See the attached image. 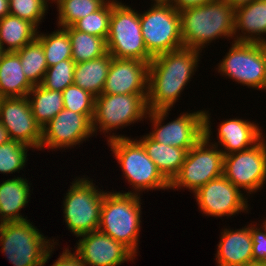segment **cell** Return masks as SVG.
Returning <instances> with one entry per match:
<instances>
[{"instance_id": "cell-1", "label": "cell", "mask_w": 266, "mask_h": 266, "mask_svg": "<svg viewBox=\"0 0 266 266\" xmlns=\"http://www.w3.org/2000/svg\"><path fill=\"white\" fill-rule=\"evenodd\" d=\"M200 53L183 47L153 57L148 67V110L173 107L196 72Z\"/></svg>"}, {"instance_id": "cell-2", "label": "cell", "mask_w": 266, "mask_h": 266, "mask_svg": "<svg viewBox=\"0 0 266 266\" xmlns=\"http://www.w3.org/2000/svg\"><path fill=\"white\" fill-rule=\"evenodd\" d=\"M185 48H202L215 39L234 37L235 8L223 0L179 11Z\"/></svg>"}, {"instance_id": "cell-3", "label": "cell", "mask_w": 266, "mask_h": 266, "mask_svg": "<svg viewBox=\"0 0 266 266\" xmlns=\"http://www.w3.org/2000/svg\"><path fill=\"white\" fill-rule=\"evenodd\" d=\"M108 145L112 154L122 169L123 175L130 183L135 192L128 191L124 193L140 194L144 190H167L170 188V182L161 174L155 163L149 158L145 148L137 139H130L122 135L108 137Z\"/></svg>"}, {"instance_id": "cell-4", "label": "cell", "mask_w": 266, "mask_h": 266, "mask_svg": "<svg viewBox=\"0 0 266 266\" xmlns=\"http://www.w3.org/2000/svg\"><path fill=\"white\" fill-rule=\"evenodd\" d=\"M140 195L106 192L98 230L122 243L137 256L141 224Z\"/></svg>"}, {"instance_id": "cell-5", "label": "cell", "mask_w": 266, "mask_h": 266, "mask_svg": "<svg viewBox=\"0 0 266 266\" xmlns=\"http://www.w3.org/2000/svg\"><path fill=\"white\" fill-rule=\"evenodd\" d=\"M32 224L30 220L0 223L1 251L14 266H45L57 244Z\"/></svg>"}, {"instance_id": "cell-6", "label": "cell", "mask_w": 266, "mask_h": 266, "mask_svg": "<svg viewBox=\"0 0 266 266\" xmlns=\"http://www.w3.org/2000/svg\"><path fill=\"white\" fill-rule=\"evenodd\" d=\"M204 113V137L188 150L179 173L170 182L169 189L187 188L193 193L207 182L223 175L224 155L210 141L211 121L208 111ZM210 143V144H209Z\"/></svg>"}, {"instance_id": "cell-7", "label": "cell", "mask_w": 266, "mask_h": 266, "mask_svg": "<svg viewBox=\"0 0 266 266\" xmlns=\"http://www.w3.org/2000/svg\"><path fill=\"white\" fill-rule=\"evenodd\" d=\"M106 43L107 51L112 57L148 63L153 59L144 43L139 13L117 0H113Z\"/></svg>"}, {"instance_id": "cell-8", "label": "cell", "mask_w": 266, "mask_h": 266, "mask_svg": "<svg viewBox=\"0 0 266 266\" xmlns=\"http://www.w3.org/2000/svg\"><path fill=\"white\" fill-rule=\"evenodd\" d=\"M89 178L75 179L63 201L65 223L76 238L98 230L101 207L106 192L96 189Z\"/></svg>"}, {"instance_id": "cell-9", "label": "cell", "mask_w": 266, "mask_h": 266, "mask_svg": "<svg viewBox=\"0 0 266 266\" xmlns=\"http://www.w3.org/2000/svg\"><path fill=\"white\" fill-rule=\"evenodd\" d=\"M141 32L148 53L157 55L184 47L180 13L169 4H153L139 14Z\"/></svg>"}, {"instance_id": "cell-10", "label": "cell", "mask_w": 266, "mask_h": 266, "mask_svg": "<svg viewBox=\"0 0 266 266\" xmlns=\"http://www.w3.org/2000/svg\"><path fill=\"white\" fill-rule=\"evenodd\" d=\"M218 64L221 75L238 84L264 90L266 82V44L233 41Z\"/></svg>"}, {"instance_id": "cell-11", "label": "cell", "mask_w": 266, "mask_h": 266, "mask_svg": "<svg viewBox=\"0 0 266 266\" xmlns=\"http://www.w3.org/2000/svg\"><path fill=\"white\" fill-rule=\"evenodd\" d=\"M148 94H105L95 97L93 133H111L134 122L147 118ZM120 127V128H119ZM112 130V131H111Z\"/></svg>"}, {"instance_id": "cell-12", "label": "cell", "mask_w": 266, "mask_h": 266, "mask_svg": "<svg viewBox=\"0 0 266 266\" xmlns=\"http://www.w3.org/2000/svg\"><path fill=\"white\" fill-rule=\"evenodd\" d=\"M171 109L148 110L153 131L148 135L158 143L190 150L204 137V110L182 113L173 121L164 124Z\"/></svg>"}, {"instance_id": "cell-13", "label": "cell", "mask_w": 266, "mask_h": 266, "mask_svg": "<svg viewBox=\"0 0 266 266\" xmlns=\"http://www.w3.org/2000/svg\"><path fill=\"white\" fill-rule=\"evenodd\" d=\"M223 175L248 194L261 190L266 182L265 138L247 150L224 155Z\"/></svg>"}, {"instance_id": "cell-14", "label": "cell", "mask_w": 266, "mask_h": 266, "mask_svg": "<svg viewBox=\"0 0 266 266\" xmlns=\"http://www.w3.org/2000/svg\"><path fill=\"white\" fill-rule=\"evenodd\" d=\"M94 114H78L63 108L42 128L40 150L45 147L62 149L75 147L86 138L93 136L92 120Z\"/></svg>"}, {"instance_id": "cell-15", "label": "cell", "mask_w": 266, "mask_h": 266, "mask_svg": "<svg viewBox=\"0 0 266 266\" xmlns=\"http://www.w3.org/2000/svg\"><path fill=\"white\" fill-rule=\"evenodd\" d=\"M224 175L212 179L194 192L196 202L207 216L231 217L248 211L247 197Z\"/></svg>"}, {"instance_id": "cell-16", "label": "cell", "mask_w": 266, "mask_h": 266, "mask_svg": "<svg viewBox=\"0 0 266 266\" xmlns=\"http://www.w3.org/2000/svg\"><path fill=\"white\" fill-rule=\"evenodd\" d=\"M0 121L11 140L40 150L42 127L36 122L27 97H4L0 105Z\"/></svg>"}, {"instance_id": "cell-17", "label": "cell", "mask_w": 266, "mask_h": 266, "mask_svg": "<svg viewBox=\"0 0 266 266\" xmlns=\"http://www.w3.org/2000/svg\"><path fill=\"white\" fill-rule=\"evenodd\" d=\"M79 237L75 253L87 266H118L135 259L127 247L99 230Z\"/></svg>"}, {"instance_id": "cell-18", "label": "cell", "mask_w": 266, "mask_h": 266, "mask_svg": "<svg viewBox=\"0 0 266 266\" xmlns=\"http://www.w3.org/2000/svg\"><path fill=\"white\" fill-rule=\"evenodd\" d=\"M149 63L113 57L102 93L148 94Z\"/></svg>"}, {"instance_id": "cell-19", "label": "cell", "mask_w": 266, "mask_h": 266, "mask_svg": "<svg viewBox=\"0 0 266 266\" xmlns=\"http://www.w3.org/2000/svg\"><path fill=\"white\" fill-rule=\"evenodd\" d=\"M256 123L233 118L226 119L220 123L217 133L216 146H223V155H229L239 151L247 150L256 145L262 138V130ZM219 143V144H218ZM218 144V145H217Z\"/></svg>"}, {"instance_id": "cell-20", "label": "cell", "mask_w": 266, "mask_h": 266, "mask_svg": "<svg viewBox=\"0 0 266 266\" xmlns=\"http://www.w3.org/2000/svg\"><path fill=\"white\" fill-rule=\"evenodd\" d=\"M265 34L266 0H254L235 8L234 41L266 44Z\"/></svg>"}, {"instance_id": "cell-21", "label": "cell", "mask_w": 266, "mask_h": 266, "mask_svg": "<svg viewBox=\"0 0 266 266\" xmlns=\"http://www.w3.org/2000/svg\"><path fill=\"white\" fill-rule=\"evenodd\" d=\"M251 224L242 229H224L215 255L218 266H243L253 261Z\"/></svg>"}, {"instance_id": "cell-22", "label": "cell", "mask_w": 266, "mask_h": 266, "mask_svg": "<svg viewBox=\"0 0 266 266\" xmlns=\"http://www.w3.org/2000/svg\"><path fill=\"white\" fill-rule=\"evenodd\" d=\"M30 184L27 179L15 177L0 184V223L27 220L19 211L28 204Z\"/></svg>"}, {"instance_id": "cell-23", "label": "cell", "mask_w": 266, "mask_h": 266, "mask_svg": "<svg viewBox=\"0 0 266 266\" xmlns=\"http://www.w3.org/2000/svg\"><path fill=\"white\" fill-rule=\"evenodd\" d=\"M32 88L18 53L3 52L0 57V94L3 97H27Z\"/></svg>"}, {"instance_id": "cell-24", "label": "cell", "mask_w": 266, "mask_h": 266, "mask_svg": "<svg viewBox=\"0 0 266 266\" xmlns=\"http://www.w3.org/2000/svg\"><path fill=\"white\" fill-rule=\"evenodd\" d=\"M139 141L161 174L171 182L179 173L188 151L186 149L158 143L148 134L143 136V138L141 137Z\"/></svg>"}, {"instance_id": "cell-25", "label": "cell", "mask_w": 266, "mask_h": 266, "mask_svg": "<svg viewBox=\"0 0 266 266\" xmlns=\"http://www.w3.org/2000/svg\"><path fill=\"white\" fill-rule=\"evenodd\" d=\"M112 56L106 55L86 62L77 63L73 84L97 97L102 94Z\"/></svg>"}, {"instance_id": "cell-26", "label": "cell", "mask_w": 266, "mask_h": 266, "mask_svg": "<svg viewBox=\"0 0 266 266\" xmlns=\"http://www.w3.org/2000/svg\"><path fill=\"white\" fill-rule=\"evenodd\" d=\"M37 30L31 22L8 14L0 19V48L3 52H17L37 38Z\"/></svg>"}, {"instance_id": "cell-27", "label": "cell", "mask_w": 266, "mask_h": 266, "mask_svg": "<svg viewBox=\"0 0 266 266\" xmlns=\"http://www.w3.org/2000/svg\"><path fill=\"white\" fill-rule=\"evenodd\" d=\"M27 98L33 116L42 128L64 108L62 92L48 90L41 84L33 86Z\"/></svg>"}, {"instance_id": "cell-28", "label": "cell", "mask_w": 266, "mask_h": 266, "mask_svg": "<svg viewBox=\"0 0 266 266\" xmlns=\"http://www.w3.org/2000/svg\"><path fill=\"white\" fill-rule=\"evenodd\" d=\"M63 29L70 38L72 60L76 64L102 57L108 53L104 38L78 31L73 26Z\"/></svg>"}, {"instance_id": "cell-29", "label": "cell", "mask_w": 266, "mask_h": 266, "mask_svg": "<svg viewBox=\"0 0 266 266\" xmlns=\"http://www.w3.org/2000/svg\"><path fill=\"white\" fill-rule=\"evenodd\" d=\"M20 56L23 72L33 85H40L47 71V61L42 44L35 39L17 51Z\"/></svg>"}, {"instance_id": "cell-30", "label": "cell", "mask_w": 266, "mask_h": 266, "mask_svg": "<svg viewBox=\"0 0 266 266\" xmlns=\"http://www.w3.org/2000/svg\"><path fill=\"white\" fill-rule=\"evenodd\" d=\"M58 8V27L73 26L78 20L99 10L108 0H53Z\"/></svg>"}, {"instance_id": "cell-31", "label": "cell", "mask_w": 266, "mask_h": 266, "mask_svg": "<svg viewBox=\"0 0 266 266\" xmlns=\"http://www.w3.org/2000/svg\"><path fill=\"white\" fill-rule=\"evenodd\" d=\"M57 31L50 34L37 33V40L42 44L47 66L51 67L60 61L72 59V48L68 33L58 27Z\"/></svg>"}, {"instance_id": "cell-32", "label": "cell", "mask_w": 266, "mask_h": 266, "mask_svg": "<svg viewBox=\"0 0 266 266\" xmlns=\"http://www.w3.org/2000/svg\"><path fill=\"white\" fill-rule=\"evenodd\" d=\"M112 8L113 0H108L99 10L78 20L73 27L78 31L101 37L106 40L109 34Z\"/></svg>"}, {"instance_id": "cell-33", "label": "cell", "mask_w": 266, "mask_h": 266, "mask_svg": "<svg viewBox=\"0 0 266 266\" xmlns=\"http://www.w3.org/2000/svg\"><path fill=\"white\" fill-rule=\"evenodd\" d=\"M29 148L27 145L14 140L1 144L0 172L10 174L23 170L27 163V152Z\"/></svg>"}, {"instance_id": "cell-34", "label": "cell", "mask_w": 266, "mask_h": 266, "mask_svg": "<svg viewBox=\"0 0 266 266\" xmlns=\"http://www.w3.org/2000/svg\"><path fill=\"white\" fill-rule=\"evenodd\" d=\"M75 65L72 59H66L48 67L41 85L48 90L62 92L73 84Z\"/></svg>"}, {"instance_id": "cell-35", "label": "cell", "mask_w": 266, "mask_h": 266, "mask_svg": "<svg viewBox=\"0 0 266 266\" xmlns=\"http://www.w3.org/2000/svg\"><path fill=\"white\" fill-rule=\"evenodd\" d=\"M64 108L78 114L95 113V96L72 84L62 91Z\"/></svg>"}, {"instance_id": "cell-36", "label": "cell", "mask_w": 266, "mask_h": 266, "mask_svg": "<svg viewBox=\"0 0 266 266\" xmlns=\"http://www.w3.org/2000/svg\"><path fill=\"white\" fill-rule=\"evenodd\" d=\"M50 0H9V14L25 19L37 28L44 18Z\"/></svg>"}, {"instance_id": "cell-37", "label": "cell", "mask_w": 266, "mask_h": 266, "mask_svg": "<svg viewBox=\"0 0 266 266\" xmlns=\"http://www.w3.org/2000/svg\"><path fill=\"white\" fill-rule=\"evenodd\" d=\"M260 228L251 226L252 258L253 261L266 263V223L263 221Z\"/></svg>"}, {"instance_id": "cell-38", "label": "cell", "mask_w": 266, "mask_h": 266, "mask_svg": "<svg viewBox=\"0 0 266 266\" xmlns=\"http://www.w3.org/2000/svg\"><path fill=\"white\" fill-rule=\"evenodd\" d=\"M52 266H87L81 258L75 253H71V250L65 248L60 257Z\"/></svg>"}, {"instance_id": "cell-39", "label": "cell", "mask_w": 266, "mask_h": 266, "mask_svg": "<svg viewBox=\"0 0 266 266\" xmlns=\"http://www.w3.org/2000/svg\"><path fill=\"white\" fill-rule=\"evenodd\" d=\"M213 1L215 0H172L171 5L176 10L182 11L187 8L205 5Z\"/></svg>"}, {"instance_id": "cell-40", "label": "cell", "mask_w": 266, "mask_h": 266, "mask_svg": "<svg viewBox=\"0 0 266 266\" xmlns=\"http://www.w3.org/2000/svg\"><path fill=\"white\" fill-rule=\"evenodd\" d=\"M10 136L6 128L1 124L0 121V145L9 142Z\"/></svg>"}, {"instance_id": "cell-41", "label": "cell", "mask_w": 266, "mask_h": 266, "mask_svg": "<svg viewBox=\"0 0 266 266\" xmlns=\"http://www.w3.org/2000/svg\"><path fill=\"white\" fill-rule=\"evenodd\" d=\"M9 14V0H0V19Z\"/></svg>"}, {"instance_id": "cell-42", "label": "cell", "mask_w": 266, "mask_h": 266, "mask_svg": "<svg viewBox=\"0 0 266 266\" xmlns=\"http://www.w3.org/2000/svg\"><path fill=\"white\" fill-rule=\"evenodd\" d=\"M227 3H230L234 8L239 7L241 5H245L251 3L254 0H223Z\"/></svg>"}, {"instance_id": "cell-43", "label": "cell", "mask_w": 266, "mask_h": 266, "mask_svg": "<svg viewBox=\"0 0 266 266\" xmlns=\"http://www.w3.org/2000/svg\"><path fill=\"white\" fill-rule=\"evenodd\" d=\"M243 266H266V263L264 262H257V261H251Z\"/></svg>"}, {"instance_id": "cell-44", "label": "cell", "mask_w": 266, "mask_h": 266, "mask_svg": "<svg viewBox=\"0 0 266 266\" xmlns=\"http://www.w3.org/2000/svg\"><path fill=\"white\" fill-rule=\"evenodd\" d=\"M154 1L153 4H169L171 5L172 0H152Z\"/></svg>"}, {"instance_id": "cell-45", "label": "cell", "mask_w": 266, "mask_h": 266, "mask_svg": "<svg viewBox=\"0 0 266 266\" xmlns=\"http://www.w3.org/2000/svg\"><path fill=\"white\" fill-rule=\"evenodd\" d=\"M4 97L0 94V105H1V102H2V99H3Z\"/></svg>"}, {"instance_id": "cell-46", "label": "cell", "mask_w": 266, "mask_h": 266, "mask_svg": "<svg viewBox=\"0 0 266 266\" xmlns=\"http://www.w3.org/2000/svg\"><path fill=\"white\" fill-rule=\"evenodd\" d=\"M2 53H3V51H2V49L0 48V57H1Z\"/></svg>"}]
</instances>
